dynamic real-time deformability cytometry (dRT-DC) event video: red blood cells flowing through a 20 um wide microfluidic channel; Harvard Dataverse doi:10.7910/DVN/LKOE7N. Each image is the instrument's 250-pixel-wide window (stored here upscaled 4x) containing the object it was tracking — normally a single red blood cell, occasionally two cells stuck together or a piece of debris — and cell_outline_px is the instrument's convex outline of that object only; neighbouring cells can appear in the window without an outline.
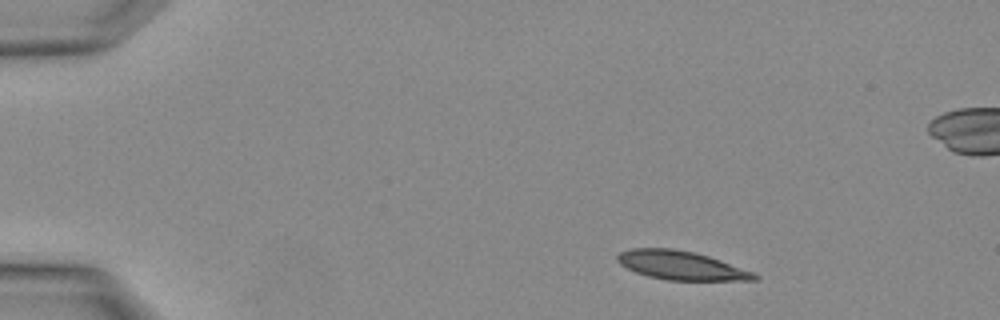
{"species": "Egyptian fruit bat (a non-hibernating species)", "species_latin": "Rousettus aegyptiacus", "temperature_condition": "warm", "stored_images_in_passage": 2, "camera_frame_rate_fps": 3000, "um_per_image_px": 0.085, "animal": {"sex": "female"}, "frame": {"image": 1, "passage_image": 1, "time_ms": 0.0, "image_size_px": [1000, 320], "cell_outline_px": [[760, 276], [756, 280], [668, 280], [648, 276], [636, 272], [620, 264], [616, 260], [616, 256], [620, 252], [632, 248], [672, 248], [696, 252], [756, 272]], "centroid_in_image_um": [57.92, 22.55], "position_along_channel_um": 27.1, "area_um2": 23.0}}